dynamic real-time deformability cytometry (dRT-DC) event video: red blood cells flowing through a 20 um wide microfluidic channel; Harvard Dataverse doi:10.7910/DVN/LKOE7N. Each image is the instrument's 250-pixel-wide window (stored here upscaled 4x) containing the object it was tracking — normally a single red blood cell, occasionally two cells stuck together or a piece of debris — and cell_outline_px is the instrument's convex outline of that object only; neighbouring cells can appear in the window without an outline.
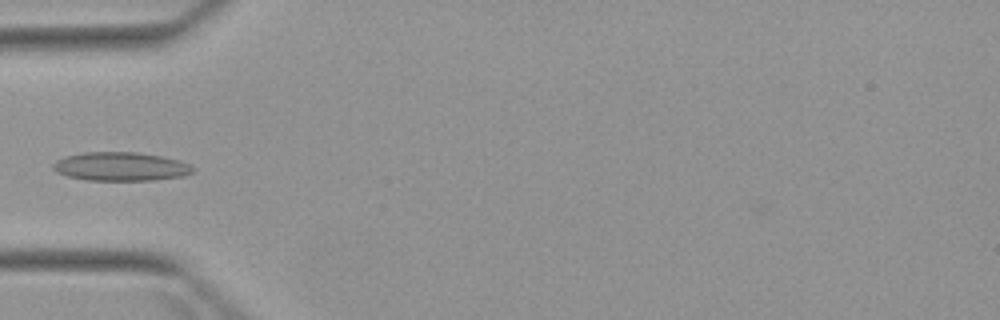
{"species": "Egyptian fruit bat (a non-hibernating species)", "species_latin": "Rousettus aegyptiacus", "temperature_condition": "warm", "stored_images_in_passage": 3, "camera_frame_rate_fps": 3000, "um_per_image_px": 0.085, "animal": {"sex": "female"}, "frame": {"image": 1, "passage_image": 3, "time_ms": 2.333, "image_size_px": [1000, 320], "cell_outline_px": [[196, 168], [192, 172], [184, 176], [156, 180], [88, 180], [68, 176], [56, 172], [52, 168], [52, 164], [56, 160], [64, 156], [84, 152], [136, 152], [160, 156], [180, 160]], "centroid_in_image_um": [10.26, 14.15], "position_along_channel_um": 74.7, "area_um2": 23.47}}